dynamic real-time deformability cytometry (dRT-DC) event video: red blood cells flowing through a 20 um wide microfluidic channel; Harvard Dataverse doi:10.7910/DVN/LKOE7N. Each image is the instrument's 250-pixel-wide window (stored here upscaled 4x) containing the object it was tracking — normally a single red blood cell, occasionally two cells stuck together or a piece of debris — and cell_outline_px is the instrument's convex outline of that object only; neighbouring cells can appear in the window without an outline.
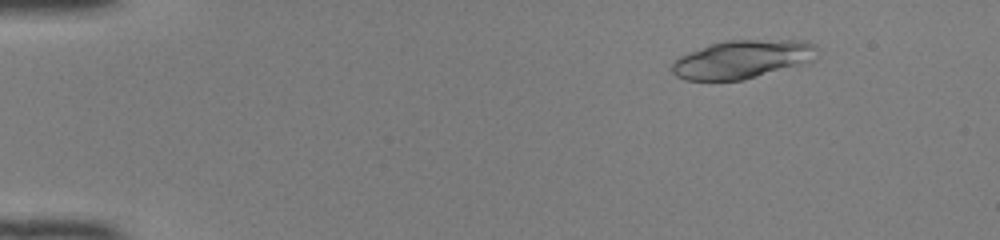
{"species": "common noctule bat (a hibernating species)", "species_latin": "Nyctalus noctula", "temperature_condition": "room temperature", "stored_images_in_passage": 46, "camera_frame_rate_fps": 3000, "um_per_image_px": 0.085, "animal": {"sex": "female", "body_mass_g": 22.0, "forearm_length_mm": 56.7}, "frame": {"image": 1, "passage_image": 4, "time_ms": 1.0, "image_size_px": [1000, 240], "cell_outline_px": [[816, 48], [812, 60], [744, 80], [684, 80], [676, 76], [672, 72], [672, 64], [680, 56], [688, 52], [708, 44], [724, 40], [808, 40], [816, 44]], "centroid_in_image_um": [63.04, 5.02], "position_along_channel_um": 22.0, "area_um2": 32.19}}